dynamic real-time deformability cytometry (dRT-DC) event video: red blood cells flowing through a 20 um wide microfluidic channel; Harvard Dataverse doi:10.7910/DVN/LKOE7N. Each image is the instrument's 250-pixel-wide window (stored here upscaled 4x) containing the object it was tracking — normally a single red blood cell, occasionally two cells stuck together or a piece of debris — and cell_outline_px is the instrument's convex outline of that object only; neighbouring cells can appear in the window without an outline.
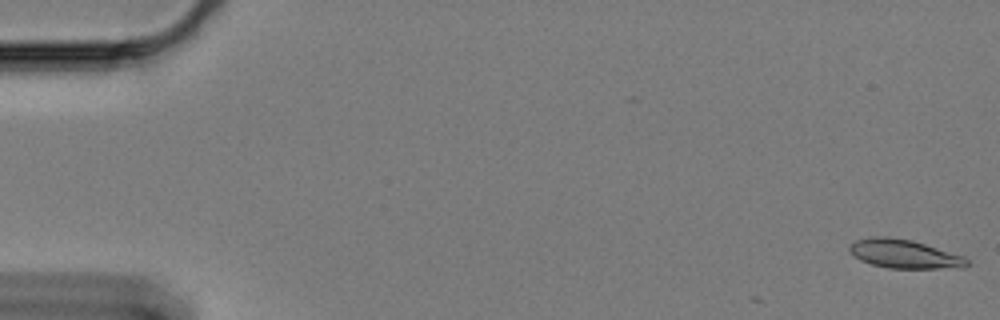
{"species": "Egyptian fruit bat (a non-hibernating species)", "species_latin": "Rousettus aegyptiacus", "temperature_condition": "cold", "stored_images_in_passage": 7, "camera_frame_rate_fps": 3000, "um_per_image_px": 0.085, "animal": {"sex": "female"}, "frame": {"image": 1, "passage_image": 1, "time_ms": 0.0, "image_size_px": [1000, 320], "cell_outline_px": [[968, 264], [964, 268], [888, 268], [872, 264], [860, 260], [848, 248], [856, 240], [872, 236], [884, 236], [912, 240], [964, 256], [968, 260]], "centroid_in_image_um": [76.89, 21.58], "position_along_channel_um": 8.1, "area_um2": 19.48}}